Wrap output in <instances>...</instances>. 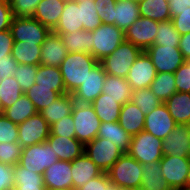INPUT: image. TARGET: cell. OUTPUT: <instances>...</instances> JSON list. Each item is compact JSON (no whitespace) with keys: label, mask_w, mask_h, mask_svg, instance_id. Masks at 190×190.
Here are the masks:
<instances>
[{"label":"cell","mask_w":190,"mask_h":190,"mask_svg":"<svg viewBox=\"0 0 190 190\" xmlns=\"http://www.w3.org/2000/svg\"><path fill=\"white\" fill-rule=\"evenodd\" d=\"M98 63L90 53H68L59 67L66 92L72 94Z\"/></svg>","instance_id":"6da1fadb"},{"label":"cell","mask_w":190,"mask_h":190,"mask_svg":"<svg viewBox=\"0 0 190 190\" xmlns=\"http://www.w3.org/2000/svg\"><path fill=\"white\" fill-rule=\"evenodd\" d=\"M143 51L124 40L117 49L100 61L107 75L126 78L130 67Z\"/></svg>","instance_id":"7a4b0ae2"},{"label":"cell","mask_w":190,"mask_h":190,"mask_svg":"<svg viewBox=\"0 0 190 190\" xmlns=\"http://www.w3.org/2000/svg\"><path fill=\"white\" fill-rule=\"evenodd\" d=\"M142 172V164L128 153H123L106 173L116 186L140 188Z\"/></svg>","instance_id":"3957f363"},{"label":"cell","mask_w":190,"mask_h":190,"mask_svg":"<svg viewBox=\"0 0 190 190\" xmlns=\"http://www.w3.org/2000/svg\"><path fill=\"white\" fill-rule=\"evenodd\" d=\"M125 40V32L113 24L102 23L92 31L93 57L100 62Z\"/></svg>","instance_id":"277c9868"},{"label":"cell","mask_w":190,"mask_h":190,"mask_svg":"<svg viewBox=\"0 0 190 190\" xmlns=\"http://www.w3.org/2000/svg\"><path fill=\"white\" fill-rule=\"evenodd\" d=\"M76 139L83 145L97 137L101 120L88 103L76 102L72 112Z\"/></svg>","instance_id":"5b68a950"},{"label":"cell","mask_w":190,"mask_h":190,"mask_svg":"<svg viewBox=\"0 0 190 190\" xmlns=\"http://www.w3.org/2000/svg\"><path fill=\"white\" fill-rule=\"evenodd\" d=\"M162 143V139L142 130L137 135L132 136L127 153L141 164H152L160 161L163 157Z\"/></svg>","instance_id":"8992f818"},{"label":"cell","mask_w":190,"mask_h":190,"mask_svg":"<svg viewBox=\"0 0 190 190\" xmlns=\"http://www.w3.org/2000/svg\"><path fill=\"white\" fill-rule=\"evenodd\" d=\"M161 174L173 190H186L190 178V158L163 155L160 160Z\"/></svg>","instance_id":"52a82bcc"},{"label":"cell","mask_w":190,"mask_h":190,"mask_svg":"<svg viewBox=\"0 0 190 190\" xmlns=\"http://www.w3.org/2000/svg\"><path fill=\"white\" fill-rule=\"evenodd\" d=\"M10 31L14 42L42 45L51 30L33 17L14 16Z\"/></svg>","instance_id":"ba28073f"},{"label":"cell","mask_w":190,"mask_h":190,"mask_svg":"<svg viewBox=\"0 0 190 190\" xmlns=\"http://www.w3.org/2000/svg\"><path fill=\"white\" fill-rule=\"evenodd\" d=\"M56 161H58L57 154L54 153L50 144L45 141L23 147L19 164L25 169L37 170L38 174L43 175L45 170Z\"/></svg>","instance_id":"9c48e42d"},{"label":"cell","mask_w":190,"mask_h":190,"mask_svg":"<svg viewBox=\"0 0 190 190\" xmlns=\"http://www.w3.org/2000/svg\"><path fill=\"white\" fill-rule=\"evenodd\" d=\"M84 152L103 172H107L123 154L112 141L99 137L86 143Z\"/></svg>","instance_id":"30bf717a"},{"label":"cell","mask_w":190,"mask_h":190,"mask_svg":"<svg viewBox=\"0 0 190 190\" xmlns=\"http://www.w3.org/2000/svg\"><path fill=\"white\" fill-rule=\"evenodd\" d=\"M49 135L50 125L39 112L18 124V143L22 148L43 143Z\"/></svg>","instance_id":"8fae6325"},{"label":"cell","mask_w":190,"mask_h":190,"mask_svg":"<svg viewBox=\"0 0 190 190\" xmlns=\"http://www.w3.org/2000/svg\"><path fill=\"white\" fill-rule=\"evenodd\" d=\"M145 52L157 73H174L186 61L178 47L152 45Z\"/></svg>","instance_id":"7c38bea8"},{"label":"cell","mask_w":190,"mask_h":190,"mask_svg":"<svg viewBox=\"0 0 190 190\" xmlns=\"http://www.w3.org/2000/svg\"><path fill=\"white\" fill-rule=\"evenodd\" d=\"M159 22L146 17L137 19L125 32V40L129 41L142 51L154 45L158 32Z\"/></svg>","instance_id":"4fadbf2b"},{"label":"cell","mask_w":190,"mask_h":190,"mask_svg":"<svg viewBox=\"0 0 190 190\" xmlns=\"http://www.w3.org/2000/svg\"><path fill=\"white\" fill-rule=\"evenodd\" d=\"M106 75L99 62L90 70L85 81L72 93V97L78 103L91 104L102 93Z\"/></svg>","instance_id":"5bb4252c"},{"label":"cell","mask_w":190,"mask_h":190,"mask_svg":"<svg viewBox=\"0 0 190 190\" xmlns=\"http://www.w3.org/2000/svg\"><path fill=\"white\" fill-rule=\"evenodd\" d=\"M157 75L151 58L143 51L129 69L126 77L132 90L149 88Z\"/></svg>","instance_id":"9a60e30c"},{"label":"cell","mask_w":190,"mask_h":190,"mask_svg":"<svg viewBox=\"0 0 190 190\" xmlns=\"http://www.w3.org/2000/svg\"><path fill=\"white\" fill-rule=\"evenodd\" d=\"M162 153L190 158V124H176L173 131L163 139Z\"/></svg>","instance_id":"2e32d148"},{"label":"cell","mask_w":190,"mask_h":190,"mask_svg":"<svg viewBox=\"0 0 190 190\" xmlns=\"http://www.w3.org/2000/svg\"><path fill=\"white\" fill-rule=\"evenodd\" d=\"M175 126L176 122L170 115L166 105L161 103L145 116L143 130L163 140L173 131Z\"/></svg>","instance_id":"e0dca14e"},{"label":"cell","mask_w":190,"mask_h":190,"mask_svg":"<svg viewBox=\"0 0 190 190\" xmlns=\"http://www.w3.org/2000/svg\"><path fill=\"white\" fill-rule=\"evenodd\" d=\"M71 162L58 160L43 173L44 186L55 190L73 189Z\"/></svg>","instance_id":"ac0fdd59"},{"label":"cell","mask_w":190,"mask_h":190,"mask_svg":"<svg viewBox=\"0 0 190 190\" xmlns=\"http://www.w3.org/2000/svg\"><path fill=\"white\" fill-rule=\"evenodd\" d=\"M67 55L68 50L64 46L59 34L50 31L41 45L40 64L60 67Z\"/></svg>","instance_id":"d6986e66"},{"label":"cell","mask_w":190,"mask_h":190,"mask_svg":"<svg viewBox=\"0 0 190 190\" xmlns=\"http://www.w3.org/2000/svg\"><path fill=\"white\" fill-rule=\"evenodd\" d=\"M71 172L73 190L81 188L89 180L103 173L85 152L71 162Z\"/></svg>","instance_id":"ffe728a7"},{"label":"cell","mask_w":190,"mask_h":190,"mask_svg":"<svg viewBox=\"0 0 190 190\" xmlns=\"http://www.w3.org/2000/svg\"><path fill=\"white\" fill-rule=\"evenodd\" d=\"M83 30L81 7L77 0H67L57 26L52 30L55 33H73Z\"/></svg>","instance_id":"44dd1931"},{"label":"cell","mask_w":190,"mask_h":190,"mask_svg":"<svg viewBox=\"0 0 190 190\" xmlns=\"http://www.w3.org/2000/svg\"><path fill=\"white\" fill-rule=\"evenodd\" d=\"M46 141L50 144L54 153L57 154L58 160L72 162L84 152V145L76 138L49 135Z\"/></svg>","instance_id":"7402d4cb"},{"label":"cell","mask_w":190,"mask_h":190,"mask_svg":"<svg viewBox=\"0 0 190 190\" xmlns=\"http://www.w3.org/2000/svg\"><path fill=\"white\" fill-rule=\"evenodd\" d=\"M65 2V0H41L32 17L52 31L59 22Z\"/></svg>","instance_id":"603a6c76"},{"label":"cell","mask_w":190,"mask_h":190,"mask_svg":"<svg viewBox=\"0 0 190 190\" xmlns=\"http://www.w3.org/2000/svg\"><path fill=\"white\" fill-rule=\"evenodd\" d=\"M76 101L72 97V94L60 95L54 102L46 106L39 113L51 126L59 119L66 117L73 112V108Z\"/></svg>","instance_id":"cb8c5ba5"},{"label":"cell","mask_w":190,"mask_h":190,"mask_svg":"<svg viewBox=\"0 0 190 190\" xmlns=\"http://www.w3.org/2000/svg\"><path fill=\"white\" fill-rule=\"evenodd\" d=\"M118 122L129 135L134 136L144 129L145 115L140 108L130 101L121 107Z\"/></svg>","instance_id":"d4e9b609"},{"label":"cell","mask_w":190,"mask_h":190,"mask_svg":"<svg viewBox=\"0 0 190 190\" xmlns=\"http://www.w3.org/2000/svg\"><path fill=\"white\" fill-rule=\"evenodd\" d=\"M164 104L176 124H190V93L176 92Z\"/></svg>","instance_id":"484cf974"},{"label":"cell","mask_w":190,"mask_h":190,"mask_svg":"<svg viewBox=\"0 0 190 190\" xmlns=\"http://www.w3.org/2000/svg\"><path fill=\"white\" fill-rule=\"evenodd\" d=\"M97 137L109 139L112 141L123 153L129 151L132 136L120 126L119 122H101Z\"/></svg>","instance_id":"4316f807"},{"label":"cell","mask_w":190,"mask_h":190,"mask_svg":"<svg viewBox=\"0 0 190 190\" xmlns=\"http://www.w3.org/2000/svg\"><path fill=\"white\" fill-rule=\"evenodd\" d=\"M132 91L126 78L106 75L102 93L107 94V97L115 99L123 106L130 102Z\"/></svg>","instance_id":"83f0119b"},{"label":"cell","mask_w":190,"mask_h":190,"mask_svg":"<svg viewBox=\"0 0 190 190\" xmlns=\"http://www.w3.org/2000/svg\"><path fill=\"white\" fill-rule=\"evenodd\" d=\"M35 83L38 87L52 88L60 95L67 94L59 67L38 65Z\"/></svg>","instance_id":"f1b7e54d"},{"label":"cell","mask_w":190,"mask_h":190,"mask_svg":"<svg viewBox=\"0 0 190 190\" xmlns=\"http://www.w3.org/2000/svg\"><path fill=\"white\" fill-rule=\"evenodd\" d=\"M114 10V25L124 32L140 18L137 2L131 0H116Z\"/></svg>","instance_id":"f546056e"},{"label":"cell","mask_w":190,"mask_h":190,"mask_svg":"<svg viewBox=\"0 0 190 190\" xmlns=\"http://www.w3.org/2000/svg\"><path fill=\"white\" fill-rule=\"evenodd\" d=\"M140 190H173L161 174L160 161L142 164Z\"/></svg>","instance_id":"4dcf8cb0"},{"label":"cell","mask_w":190,"mask_h":190,"mask_svg":"<svg viewBox=\"0 0 190 190\" xmlns=\"http://www.w3.org/2000/svg\"><path fill=\"white\" fill-rule=\"evenodd\" d=\"M14 181L13 190H46L42 174L25 169L19 163L14 166Z\"/></svg>","instance_id":"1f68e13d"},{"label":"cell","mask_w":190,"mask_h":190,"mask_svg":"<svg viewBox=\"0 0 190 190\" xmlns=\"http://www.w3.org/2000/svg\"><path fill=\"white\" fill-rule=\"evenodd\" d=\"M59 36L68 53H90L93 56L92 31L80 30L73 33L59 34Z\"/></svg>","instance_id":"d6a6232c"},{"label":"cell","mask_w":190,"mask_h":190,"mask_svg":"<svg viewBox=\"0 0 190 190\" xmlns=\"http://www.w3.org/2000/svg\"><path fill=\"white\" fill-rule=\"evenodd\" d=\"M101 122H118L122 105L115 99L101 93L92 103Z\"/></svg>","instance_id":"836d02e7"},{"label":"cell","mask_w":190,"mask_h":190,"mask_svg":"<svg viewBox=\"0 0 190 190\" xmlns=\"http://www.w3.org/2000/svg\"><path fill=\"white\" fill-rule=\"evenodd\" d=\"M140 17L157 22L171 20L168 0H141L138 3Z\"/></svg>","instance_id":"e575fe53"},{"label":"cell","mask_w":190,"mask_h":190,"mask_svg":"<svg viewBox=\"0 0 190 190\" xmlns=\"http://www.w3.org/2000/svg\"><path fill=\"white\" fill-rule=\"evenodd\" d=\"M36 113L33 102L24 93L13 105L3 111V114L17 125Z\"/></svg>","instance_id":"d590c367"},{"label":"cell","mask_w":190,"mask_h":190,"mask_svg":"<svg viewBox=\"0 0 190 190\" xmlns=\"http://www.w3.org/2000/svg\"><path fill=\"white\" fill-rule=\"evenodd\" d=\"M41 45L14 42L11 55L18 64L40 65Z\"/></svg>","instance_id":"8d00e7d4"},{"label":"cell","mask_w":190,"mask_h":190,"mask_svg":"<svg viewBox=\"0 0 190 190\" xmlns=\"http://www.w3.org/2000/svg\"><path fill=\"white\" fill-rule=\"evenodd\" d=\"M149 88L164 103L177 92L174 74L169 72L157 73Z\"/></svg>","instance_id":"74e56055"},{"label":"cell","mask_w":190,"mask_h":190,"mask_svg":"<svg viewBox=\"0 0 190 190\" xmlns=\"http://www.w3.org/2000/svg\"><path fill=\"white\" fill-rule=\"evenodd\" d=\"M23 93L14 76L2 78L0 82V104L3 111L13 105Z\"/></svg>","instance_id":"f35d334b"},{"label":"cell","mask_w":190,"mask_h":190,"mask_svg":"<svg viewBox=\"0 0 190 190\" xmlns=\"http://www.w3.org/2000/svg\"><path fill=\"white\" fill-rule=\"evenodd\" d=\"M24 94L33 102L37 112H40L60 96V94L53 91L52 88L38 87L36 83L24 92Z\"/></svg>","instance_id":"ab89813d"},{"label":"cell","mask_w":190,"mask_h":190,"mask_svg":"<svg viewBox=\"0 0 190 190\" xmlns=\"http://www.w3.org/2000/svg\"><path fill=\"white\" fill-rule=\"evenodd\" d=\"M146 116L161 103L160 99L150 90V88L135 89L132 91L131 100Z\"/></svg>","instance_id":"60d3db41"},{"label":"cell","mask_w":190,"mask_h":190,"mask_svg":"<svg viewBox=\"0 0 190 190\" xmlns=\"http://www.w3.org/2000/svg\"><path fill=\"white\" fill-rule=\"evenodd\" d=\"M181 35L176 31L172 20L159 22L154 45L179 47Z\"/></svg>","instance_id":"b9f144b4"},{"label":"cell","mask_w":190,"mask_h":190,"mask_svg":"<svg viewBox=\"0 0 190 190\" xmlns=\"http://www.w3.org/2000/svg\"><path fill=\"white\" fill-rule=\"evenodd\" d=\"M78 7H81L83 30L93 31L102 24L94 0H79Z\"/></svg>","instance_id":"7bdbcfd3"},{"label":"cell","mask_w":190,"mask_h":190,"mask_svg":"<svg viewBox=\"0 0 190 190\" xmlns=\"http://www.w3.org/2000/svg\"><path fill=\"white\" fill-rule=\"evenodd\" d=\"M38 72V65L18 64L15 79L23 92H26L35 84V76Z\"/></svg>","instance_id":"ee69618b"},{"label":"cell","mask_w":190,"mask_h":190,"mask_svg":"<svg viewBox=\"0 0 190 190\" xmlns=\"http://www.w3.org/2000/svg\"><path fill=\"white\" fill-rule=\"evenodd\" d=\"M21 151L18 142H0V163L15 166L19 163Z\"/></svg>","instance_id":"f6af8a7d"},{"label":"cell","mask_w":190,"mask_h":190,"mask_svg":"<svg viewBox=\"0 0 190 190\" xmlns=\"http://www.w3.org/2000/svg\"><path fill=\"white\" fill-rule=\"evenodd\" d=\"M50 135L65 136L66 138H76L74 121L72 114L59 119L50 126Z\"/></svg>","instance_id":"bcb514c9"},{"label":"cell","mask_w":190,"mask_h":190,"mask_svg":"<svg viewBox=\"0 0 190 190\" xmlns=\"http://www.w3.org/2000/svg\"><path fill=\"white\" fill-rule=\"evenodd\" d=\"M13 15L17 17H32L41 0H7Z\"/></svg>","instance_id":"7dc6e473"},{"label":"cell","mask_w":190,"mask_h":190,"mask_svg":"<svg viewBox=\"0 0 190 190\" xmlns=\"http://www.w3.org/2000/svg\"><path fill=\"white\" fill-rule=\"evenodd\" d=\"M173 74L177 92L190 93V61L186 60Z\"/></svg>","instance_id":"c3c4849f"},{"label":"cell","mask_w":190,"mask_h":190,"mask_svg":"<svg viewBox=\"0 0 190 190\" xmlns=\"http://www.w3.org/2000/svg\"><path fill=\"white\" fill-rule=\"evenodd\" d=\"M0 142H18V125L0 115Z\"/></svg>","instance_id":"681fc988"},{"label":"cell","mask_w":190,"mask_h":190,"mask_svg":"<svg viewBox=\"0 0 190 190\" xmlns=\"http://www.w3.org/2000/svg\"><path fill=\"white\" fill-rule=\"evenodd\" d=\"M97 14L100 16L102 23L114 25V10L116 0H94Z\"/></svg>","instance_id":"f907efd6"},{"label":"cell","mask_w":190,"mask_h":190,"mask_svg":"<svg viewBox=\"0 0 190 190\" xmlns=\"http://www.w3.org/2000/svg\"><path fill=\"white\" fill-rule=\"evenodd\" d=\"M77 190H116V185L111 183L106 172L96 178L89 180Z\"/></svg>","instance_id":"816d5d0a"},{"label":"cell","mask_w":190,"mask_h":190,"mask_svg":"<svg viewBox=\"0 0 190 190\" xmlns=\"http://www.w3.org/2000/svg\"><path fill=\"white\" fill-rule=\"evenodd\" d=\"M14 187V166L0 163V190H13Z\"/></svg>","instance_id":"f5cc1de1"},{"label":"cell","mask_w":190,"mask_h":190,"mask_svg":"<svg viewBox=\"0 0 190 190\" xmlns=\"http://www.w3.org/2000/svg\"><path fill=\"white\" fill-rule=\"evenodd\" d=\"M172 22L176 31L180 35H184L190 32V8L186 7L180 14L172 17Z\"/></svg>","instance_id":"db71d44e"},{"label":"cell","mask_w":190,"mask_h":190,"mask_svg":"<svg viewBox=\"0 0 190 190\" xmlns=\"http://www.w3.org/2000/svg\"><path fill=\"white\" fill-rule=\"evenodd\" d=\"M13 45L14 39L10 29L0 31V60L8 59V56H12L11 52Z\"/></svg>","instance_id":"11a10c76"},{"label":"cell","mask_w":190,"mask_h":190,"mask_svg":"<svg viewBox=\"0 0 190 190\" xmlns=\"http://www.w3.org/2000/svg\"><path fill=\"white\" fill-rule=\"evenodd\" d=\"M13 18V11L8 1L0 0V31L10 29Z\"/></svg>","instance_id":"9f6ffc18"},{"label":"cell","mask_w":190,"mask_h":190,"mask_svg":"<svg viewBox=\"0 0 190 190\" xmlns=\"http://www.w3.org/2000/svg\"><path fill=\"white\" fill-rule=\"evenodd\" d=\"M17 66L18 63L12 56H8V59H1L0 75L2 76V78L13 76L14 73L16 72Z\"/></svg>","instance_id":"6f0895ef"},{"label":"cell","mask_w":190,"mask_h":190,"mask_svg":"<svg viewBox=\"0 0 190 190\" xmlns=\"http://www.w3.org/2000/svg\"><path fill=\"white\" fill-rule=\"evenodd\" d=\"M171 18L180 14V11L190 8V0H168Z\"/></svg>","instance_id":"680465c9"},{"label":"cell","mask_w":190,"mask_h":190,"mask_svg":"<svg viewBox=\"0 0 190 190\" xmlns=\"http://www.w3.org/2000/svg\"><path fill=\"white\" fill-rule=\"evenodd\" d=\"M178 48L183 54L184 59L190 60V32L181 35Z\"/></svg>","instance_id":"91938a15"},{"label":"cell","mask_w":190,"mask_h":190,"mask_svg":"<svg viewBox=\"0 0 190 190\" xmlns=\"http://www.w3.org/2000/svg\"><path fill=\"white\" fill-rule=\"evenodd\" d=\"M116 190H140V188H133L127 186H116Z\"/></svg>","instance_id":"94428289"},{"label":"cell","mask_w":190,"mask_h":190,"mask_svg":"<svg viewBox=\"0 0 190 190\" xmlns=\"http://www.w3.org/2000/svg\"><path fill=\"white\" fill-rule=\"evenodd\" d=\"M2 114H3V109H2L1 104H0V115H2Z\"/></svg>","instance_id":"6125c7cd"},{"label":"cell","mask_w":190,"mask_h":190,"mask_svg":"<svg viewBox=\"0 0 190 190\" xmlns=\"http://www.w3.org/2000/svg\"><path fill=\"white\" fill-rule=\"evenodd\" d=\"M46 190H55V189H52V188H46ZM67 190H73V189H67Z\"/></svg>","instance_id":"be15d7a7"},{"label":"cell","mask_w":190,"mask_h":190,"mask_svg":"<svg viewBox=\"0 0 190 190\" xmlns=\"http://www.w3.org/2000/svg\"><path fill=\"white\" fill-rule=\"evenodd\" d=\"M131 1L139 3L141 0H131Z\"/></svg>","instance_id":"e7e4bbea"}]
</instances>
